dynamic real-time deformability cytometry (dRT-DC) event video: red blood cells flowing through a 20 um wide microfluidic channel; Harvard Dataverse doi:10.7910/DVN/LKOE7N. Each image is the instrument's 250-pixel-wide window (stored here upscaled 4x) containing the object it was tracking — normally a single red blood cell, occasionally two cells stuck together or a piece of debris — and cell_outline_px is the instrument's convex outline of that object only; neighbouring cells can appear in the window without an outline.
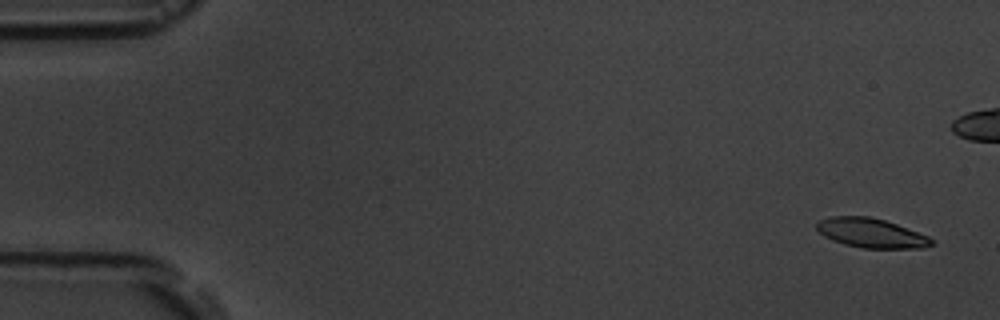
{"species": "common noctule bat (a hibernating species)", "species_latin": "Nyctalus noctula", "temperature_condition": "room temperature", "stored_images_in_passage": 6, "camera_frame_rate_fps": 3000, "um_per_image_px": 0.085, "animal": {"sex": "male", "body_mass_g": 19.5, "forearm_length_mm": 54.6}, "frame": {"image": 1, "passage_image": 1, "time_ms": 0.0, "image_size_px": [1000, 320], "cell_outline_px": [[932, 244], [924, 248], [860, 248], [844, 244], [832, 240], [824, 236], [816, 228], [816, 224], [820, 220], [828, 216], [868, 216], [884, 220], [896, 224], [928, 236], [932, 240]], "centroid_in_image_um": [74.01, 19.81], "position_along_channel_um": 11.0, "area_um2": 19.54}}